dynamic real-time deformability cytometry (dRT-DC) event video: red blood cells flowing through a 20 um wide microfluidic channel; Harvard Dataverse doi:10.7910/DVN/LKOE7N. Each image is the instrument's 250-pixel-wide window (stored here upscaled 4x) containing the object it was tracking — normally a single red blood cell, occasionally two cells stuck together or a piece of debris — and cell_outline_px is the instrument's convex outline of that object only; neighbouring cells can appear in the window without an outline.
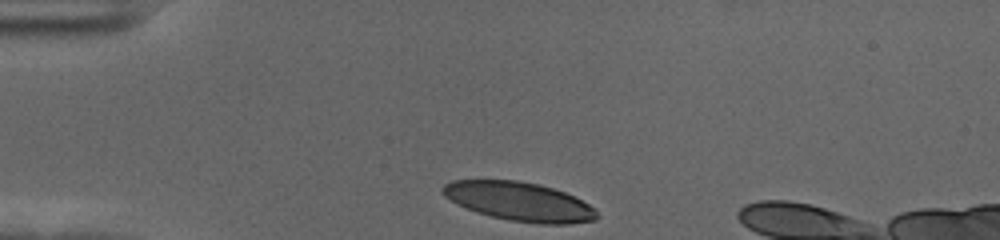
{"species": "human", "species_latin": "Homo sapiens", "temperature_condition": "cold", "stored_images_in_passage": 6, "camera_frame_rate_fps": 3000, "um_per_image_px": 0.085, "donor": {"sex": "female"}, "frame": {"image": 1, "passage_image": 1, "time_ms": 0.0, "image_size_px": [1000, 240], "cell_outline_px": [[600, 216], [596, 220], [568, 224], [540, 224], [508, 220], [476, 212], [456, 204], [444, 196], [440, 192], [440, 188], [444, 184], [452, 180], [516, 180], [536, 184], [552, 188], [564, 192], [596, 208]], "centroid_in_image_um": [44.12, 17.13], "position_along_channel_um": 40.9, "area_um2": 35.03}}